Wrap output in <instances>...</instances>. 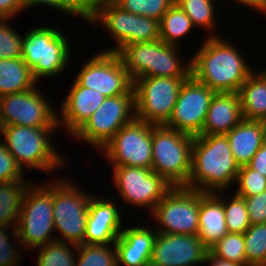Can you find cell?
<instances>
[{
	"mask_svg": "<svg viewBox=\"0 0 266 266\" xmlns=\"http://www.w3.org/2000/svg\"><path fill=\"white\" fill-rule=\"evenodd\" d=\"M37 266H75L77 245L53 240L38 250ZM74 249V250H72ZM73 251H76L73 253Z\"/></svg>",
	"mask_w": 266,
	"mask_h": 266,
	"instance_id": "f546056e",
	"label": "cell"
},
{
	"mask_svg": "<svg viewBox=\"0 0 266 266\" xmlns=\"http://www.w3.org/2000/svg\"><path fill=\"white\" fill-rule=\"evenodd\" d=\"M225 135L239 167L248 165L266 140L262 121L255 120L243 119Z\"/></svg>",
	"mask_w": 266,
	"mask_h": 266,
	"instance_id": "cb8c5ba5",
	"label": "cell"
},
{
	"mask_svg": "<svg viewBox=\"0 0 266 266\" xmlns=\"http://www.w3.org/2000/svg\"><path fill=\"white\" fill-rule=\"evenodd\" d=\"M194 137L152 124V167L172 187H186L191 172Z\"/></svg>",
	"mask_w": 266,
	"mask_h": 266,
	"instance_id": "52a82bcc",
	"label": "cell"
},
{
	"mask_svg": "<svg viewBox=\"0 0 266 266\" xmlns=\"http://www.w3.org/2000/svg\"><path fill=\"white\" fill-rule=\"evenodd\" d=\"M243 120L238 92L216 93L200 135H225Z\"/></svg>",
	"mask_w": 266,
	"mask_h": 266,
	"instance_id": "603a6c76",
	"label": "cell"
},
{
	"mask_svg": "<svg viewBox=\"0 0 266 266\" xmlns=\"http://www.w3.org/2000/svg\"><path fill=\"white\" fill-rule=\"evenodd\" d=\"M243 198L251 225L266 223V190L258 195Z\"/></svg>",
	"mask_w": 266,
	"mask_h": 266,
	"instance_id": "b9f144b4",
	"label": "cell"
},
{
	"mask_svg": "<svg viewBox=\"0 0 266 266\" xmlns=\"http://www.w3.org/2000/svg\"><path fill=\"white\" fill-rule=\"evenodd\" d=\"M113 200L95 194L91 197L84 243L101 245L116 242L124 226V212Z\"/></svg>",
	"mask_w": 266,
	"mask_h": 266,
	"instance_id": "ac0fdd59",
	"label": "cell"
},
{
	"mask_svg": "<svg viewBox=\"0 0 266 266\" xmlns=\"http://www.w3.org/2000/svg\"><path fill=\"white\" fill-rule=\"evenodd\" d=\"M32 181L0 183V226L16 227L25 191Z\"/></svg>",
	"mask_w": 266,
	"mask_h": 266,
	"instance_id": "4316f807",
	"label": "cell"
},
{
	"mask_svg": "<svg viewBox=\"0 0 266 266\" xmlns=\"http://www.w3.org/2000/svg\"><path fill=\"white\" fill-rule=\"evenodd\" d=\"M106 1H114V0H88V14L95 8L98 4L106 2Z\"/></svg>",
	"mask_w": 266,
	"mask_h": 266,
	"instance_id": "c3c4849f",
	"label": "cell"
},
{
	"mask_svg": "<svg viewBox=\"0 0 266 266\" xmlns=\"http://www.w3.org/2000/svg\"><path fill=\"white\" fill-rule=\"evenodd\" d=\"M194 28L191 19L174 3L159 21L160 40L180 46L181 38L188 36Z\"/></svg>",
	"mask_w": 266,
	"mask_h": 266,
	"instance_id": "83f0119b",
	"label": "cell"
},
{
	"mask_svg": "<svg viewBox=\"0 0 266 266\" xmlns=\"http://www.w3.org/2000/svg\"><path fill=\"white\" fill-rule=\"evenodd\" d=\"M75 77L80 86L97 90L106 97L120 96L133 90V80L117 52L98 51L89 57Z\"/></svg>",
	"mask_w": 266,
	"mask_h": 266,
	"instance_id": "5bb4252c",
	"label": "cell"
},
{
	"mask_svg": "<svg viewBox=\"0 0 266 266\" xmlns=\"http://www.w3.org/2000/svg\"><path fill=\"white\" fill-rule=\"evenodd\" d=\"M0 138V183L25 180L26 171L16 163Z\"/></svg>",
	"mask_w": 266,
	"mask_h": 266,
	"instance_id": "f35d334b",
	"label": "cell"
},
{
	"mask_svg": "<svg viewBox=\"0 0 266 266\" xmlns=\"http://www.w3.org/2000/svg\"><path fill=\"white\" fill-rule=\"evenodd\" d=\"M86 16L88 15V0H71Z\"/></svg>",
	"mask_w": 266,
	"mask_h": 266,
	"instance_id": "7dc6e473",
	"label": "cell"
},
{
	"mask_svg": "<svg viewBox=\"0 0 266 266\" xmlns=\"http://www.w3.org/2000/svg\"><path fill=\"white\" fill-rule=\"evenodd\" d=\"M113 245V246H112ZM115 243L77 245L75 266H116Z\"/></svg>",
	"mask_w": 266,
	"mask_h": 266,
	"instance_id": "4dcf8cb0",
	"label": "cell"
},
{
	"mask_svg": "<svg viewBox=\"0 0 266 266\" xmlns=\"http://www.w3.org/2000/svg\"><path fill=\"white\" fill-rule=\"evenodd\" d=\"M49 102L38 86L26 92L1 96L0 125L58 127V111Z\"/></svg>",
	"mask_w": 266,
	"mask_h": 266,
	"instance_id": "9a60e30c",
	"label": "cell"
},
{
	"mask_svg": "<svg viewBox=\"0 0 266 266\" xmlns=\"http://www.w3.org/2000/svg\"><path fill=\"white\" fill-rule=\"evenodd\" d=\"M187 78L144 77L133 80L135 119L153 125H165Z\"/></svg>",
	"mask_w": 266,
	"mask_h": 266,
	"instance_id": "9c48e42d",
	"label": "cell"
},
{
	"mask_svg": "<svg viewBox=\"0 0 266 266\" xmlns=\"http://www.w3.org/2000/svg\"><path fill=\"white\" fill-rule=\"evenodd\" d=\"M58 129L59 127L1 126L0 138L4 137L2 140L5 147L23 171L32 168L53 174L66 164L64 156L59 155L50 139Z\"/></svg>",
	"mask_w": 266,
	"mask_h": 266,
	"instance_id": "3957f363",
	"label": "cell"
},
{
	"mask_svg": "<svg viewBox=\"0 0 266 266\" xmlns=\"http://www.w3.org/2000/svg\"><path fill=\"white\" fill-rule=\"evenodd\" d=\"M200 191L172 187L150 214L156 231L164 234L198 235ZM159 223V224H157Z\"/></svg>",
	"mask_w": 266,
	"mask_h": 266,
	"instance_id": "8fae6325",
	"label": "cell"
},
{
	"mask_svg": "<svg viewBox=\"0 0 266 266\" xmlns=\"http://www.w3.org/2000/svg\"><path fill=\"white\" fill-rule=\"evenodd\" d=\"M26 9L32 8L37 5H45L54 8L59 13L68 16H78L86 21L87 16L71 1V0H25Z\"/></svg>",
	"mask_w": 266,
	"mask_h": 266,
	"instance_id": "60d3db41",
	"label": "cell"
},
{
	"mask_svg": "<svg viewBox=\"0 0 266 266\" xmlns=\"http://www.w3.org/2000/svg\"><path fill=\"white\" fill-rule=\"evenodd\" d=\"M226 199L227 197L224 199V212L228 233L244 234L251 226L244 198L233 192Z\"/></svg>",
	"mask_w": 266,
	"mask_h": 266,
	"instance_id": "d6a6232c",
	"label": "cell"
},
{
	"mask_svg": "<svg viewBox=\"0 0 266 266\" xmlns=\"http://www.w3.org/2000/svg\"><path fill=\"white\" fill-rule=\"evenodd\" d=\"M209 251L218 258L230 260L247 266L244 234L227 233Z\"/></svg>",
	"mask_w": 266,
	"mask_h": 266,
	"instance_id": "836d02e7",
	"label": "cell"
},
{
	"mask_svg": "<svg viewBox=\"0 0 266 266\" xmlns=\"http://www.w3.org/2000/svg\"><path fill=\"white\" fill-rule=\"evenodd\" d=\"M58 110V127L67 130L71 137L84 125L106 96L87 87L80 86L75 80Z\"/></svg>",
	"mask_w": 266,
	"mask_h": 266,
	"instance_id": "d6986e66",
	"label": "cell"
},
{
	"mask_svg": "<svg viewBox=\"0 0 266 266\" xmlns=\"http://www.w3.org/2000/svg\"><path fill=\"white\" fill-rule=\"evenodd\" d=\"M62 31L51 26L31 29L22 41V59L32 70L35 80L59 76L68 66L71 46Z\"/></svg>",
	"mask_w": 266,
	"mask_h": 266,
	"instance_id": "8992f818",
	"label": "cell"
},
{
	"mask_svg": "<svg viewBox=\"0 0 266 266\" xmlns=\"http://www.w3.org/2000/svg\"><path fill=\"white\" fill-rule=\"evenodd\" d=\"M9 231L11 234L8 233ZM9 235L12 236L13 241L16 238L17 244L20 243L16 227L0 226V266H18L24 257L22 255L23 251L12 244Z\"/></svg>",
	"mask_w": 266,
	"mask_h": 266,
	"instance_id": "74e56055",
	"label": "cell"
},
{
	"mask_svg": "<svg viewBox=\"0 0 266 266\" xmlns=\"http://www.w3.org/2000/svg\"><path fill=\"white\" fill-rule=\"evenodd\" d=\"M208 263L211 266H246L244 264L236 263L230 260L218 258L215 255H213L209 250L205 255L204 264H208Z\"/></svg>",
	"mask_w": 266,
	"mask_h": 266,
	"instance_id": "f6af8a7d",
	"label": "cell"
},
{
	"mask_svg": "<svg viewBox=\"0 0 266 266\" xmlns=\"http://www.w3.org/2000/svg\"><path fill=\"white\" fill-rule=\"evenodd\" d=\"M8 21L0 19V59L20 58L23 36Z\"/></svg>",
	"mask_w": 266,
	"mask_h": 266,
	"instance_id": "8d00e7d4",
	"label": "cell"
},
{
	"mask_svg": "<svg viewBox=\"0 0 266 266\" xmlns=\"http://www.w3.org/2000/svg\"><path fill=\"white\" fill-rule=\"evenodd\" d=\"M25 9V0H0V19L12 20Z\"/></svg>",
	"mask_w": 266,
	"mask_h": 266,
	"instance_id": "7bdbcfd3",
	"label": "cell"
},
{
	"mask_svg": "<svg viewBox=\"0 0 266 266\" xmlns=\"http://www.w3.org/2000/svg\"><path fill=\"white\" fill-rule=\"evenodd\" d=\"M191 19L194 27L203 28V30H208L207 32L211 35L208 37H218L222 36L221 34H213L212 30L217 29L215 25L216 11L215 10V1L212 0H175V2Z\"/></svg>",
	"mask_w": 266,
	"mask_h": 266,
	"instance_id": "f1b7e54d",
	"label": "cell"
},
{
	"mask_svg": "<svg viewBox=\"0 0 266 266\" xmlns=\"http://www.w3.org/2000/svg\"><path fill=\"white\" fill-rule=\"evenodd\" d=\"M160 40L159 21L150 17L135 15L133 44Z\"/></svg>",
	"mask_w": 266,
	"mask_h": 266,
	"instance_id": "ab89813d",
	"label": "cell"
},
{
	"mask_svg": "<svg viewBox=\"0 0 266 266\" xmlns=\"http://www.w3.org/2000/svg\"><path fill=\"white\" fill-rule=\"evenodd\" d=\"M215 94L213 89L190 75L179 90L172 115L165 126L193 137L199 136Z\"/></svg>",
	"mask_w": 266,
	"mask_h": 266,
	"instance_id": "2e32d148",
	"label": "cell"
},
{
	"mask_svg": "<svg viewBox=\"0 0 266 266\" xmlns=\"http://www.w3.org/2000/svg\"><path fill=\"white\" fill-rule=\"evenodd\" d=\"M238 94L243 119L261 121L266 116V68L253 71Z\"/></svg>",
	"mask_w": 266,
	"mask_h": 266,
	"instance_id": "d4e9b609",
	"label": "cell"
},
{
	"mask_svg": "<svg viewBox=\"0 0 266 266\" xmlns=\"http://www.w3.org/2000/svg\"><path fill=\"white\" fill-rule=\"evenodd\" d=\"M111 166L152 167V124L134 119L101 149Z\"/></svg>",
	"mask_w": 266,
	"mask_h": 266,
	"instance_id": "4fadbf2b",
	"label": "cell"
},
{
	"mask_svg": "<svg viewBox=\"0 0 266 266\" xmlns=\"http://www.w3.org/2000/svg\"><path fill=\"white\" fill-rule=\"evenodd\" d=\"M240 170L226 135L195 136L187 188L201 192L230 189Z\"/></svg>",
	"mask_w": 266,
	"mask_h": 266,
	"instance_id": "7a4b0ae2",
	"label": "cell"
},
{
	"mask_svg": "<svg viewBox=\"0 0 266 266\" xmlns=\"http://www.w3.org/2000/svg\"><path fill=\"white\" fill-rule=\"evenodd\" d=\"M114 2L132 14L160 21L175 0H114Z\"/></svg>",
	"mask_w": 266,
	"mask_h": 266,
	"instance_id": "e575fe53",
	"label": "cell"
},
{
	"mask_svg": "<svg viewBox=\"0 0 266 266\" xmlns=\"http://www.w3.org/2000/svg\"><path fill=\"white\" fill-rule=\"evenodd\" d=\"M208 250L198 235L158 232L149 266H200Z\"/></svg>",
	"mask_w": 266,
	"mask_h": 266,
	"instance_id": "e0dca14e",
	"label": "cell"
},
{
	"mask_svg": "<svg viewBox=\"0 0 266 266\" xmlns=\"http://www.w3.org/2000/svg\"><path fill=\"white\" fill-rule=\"evenodd\" d=\"M112 179L123 203L148 208L150 214L172 186L152 169L112 166ZM125 201V202H124Z\"/></svg>",
	"mask_w": 266,
	"mask_h": 266,
	"instance_id": "7c38bea8",
	"label": "cell"
},
{
	"mask_svg": "<svg viewBox=\"0 0 266 266\" xmlns=\"http://www.w3.org/2000/svg\"><path fill=\"white\" fill-rule=\"evenodd\" d=\"M264 126L265 136H266V116L261 120Z\"/></svg>",
	"mask_w": 266,
	"mask_h": 266,
	"instance_id": "f907efd6",
	"label": "cell"
},
{
	"mask_svg": "<svg viewBox=\"0 0 266 266\" xmlns=\"http://www.w3.org/2000/svg\"><path fill=\"white\" fill-rule=\"evenodd\" d=\"M248 166L263 176H266V140L259 150L254 154Z\"/></svg>",
	"mask_w": 266,
	"mask_h": 266,
	"instance_id": "ee69618b",
	"label": "cell"
},
{
	"mask_svg": "<svg viewBox=\"0 0 266 266\" xmlns=\"http://www.w3.org/2000/svg\"><path fill=\"white\" fill-rule=\"evenodd\" d=\"M247 266H266V223L251 225L244 233Z\"/></svg>",
	"mask_w": 266,
	"mask_h": 266,
	"instance_id": "1f68e13d",
	"label": "cell"
},
{
	"mask_svg": "<svg viewBox=\"0 0 266 266\" xmlns=\"http://www.w3.org/2000/svg\"><path fill=\"white\" fill-rule=\"evenodd\" d=\"M32 70L22 57L0 59V97L26 92L37 87Z\"/></svg>",
	"mask_w": 266,
	"mask_h": 266,
	"instance_id": "484cf974",
	"label": "cell"
},
{
	"mask_svg": "<svg viewBox=\"0 0 266 266\" xmlns=\"http://www.w3.org/2000/svg\"><path fill=\"white\" fill-rule=\"evenodd\" d=\"M234 193L241 197H251L266 190V176H263L248 165L240 167L235 184Z\"/></svg>",
	"mask_w": 266,
	"mask_h": 266,
	"instance_id": "d590c367",
	"label": "cell"
},
{
	"mask_svg": "<svg viewBox=\"0 0 266 266\" xmlns=\"http://www.w3.org/2000/svg\"><path fill=\"white\" fill-rule=\"evenodd\" d=\"M41 182L36 184L33 180L23 197L16 226L21 250L25 247L35 251L36 248L56 240L53 224V180Z\"/></svg>",
	"mask_w": 266,
	"mask_h": 266,
	"instance_id": "5b68a950",
	"label": "cell"
},
{
	"mask_svg": "<svg viewBox=\"0 0 266 266\" xmlns=\"http://www.w3.org/2000/svg\"><path fill=\"white\" fill-rule=\"evenodd\" d=\"M179 51L180 46L155 40L124 45L117 54L132 80L144 77H189L191 61H183Z\"/></svg>",
	"mask_w": 266,
	"mask_h": 266,
	"instance_id": "277c9868",
	"label": "cell"
},
{
	"mask_svg": "<svg viewBox=\"0 0 266 266\" xmlns=\"http://www.w3.org/2000/svg\"><path fill=\"white\" fill-rule=\"evenodd\" d=\"M152 225L125 226L115 242L119 266H149L157 231Z\"/></svg>",
	"mask_w": 266,
	"mask_h": 266,
	"instance_id": "44dd1931",
	"label": "cell"
},
{
	"mask_svg": "<svg viewBox=\"0 0 266 266\" xmlns=\"http://www.w3.org/2000/svg\"><path fill=\"white\" fill-rule=\"evenodd\" d=\"M224 193L226 191H200L198 236L208 249L228 233L224 212V197L227 194Z\"/></svg>",
	"mask_w": 266,
	"mask_h": 266,
	"instance_id": "7402d4cb",
	"label": "cell"
},
{
	"mask_svg": "<svg viewBox=\"0 0 266 266\" xmlns=\"http://www.w3.org/2000/svg\"><path fill=\"white\" fill-rule=\"evenodd\" d=\"M86 23L91 26L101 24L115 42V47L105 48L104 51L118 52L124 45L133 44L135 14L118 6L114 1L98 4L87 15Z\"/></svg>",
	"mask_w": 266,
	"mask_h": 266,
	"instance_id": "ffe728a7",
	"label": "cell"
},
{
	"mask_svg": "<svg viewBox=\"0 0 266 266\" xmlns=\"http://www.w3.org/2000/svg\"><path fill=\"white\" fill-rule=\"evenodd\" d=\"M225 37H207L190 59V75L216 93L238 92L255 71Z\"/></svg>",
	"mask_w": 266,
	"mask_h": 266,
	"instance_id": "6da1fadb",
	"label": "cell"
},
{
	"mask_svg": "<svg viewBox=\"0 0 266 266\" xmlns=\"http://www.w3.org/2000/svg\"><path fill=\"white\" fill-rule=\"evenodd\" d=\"M135 119L134 89L120 96L106 97L84 125L72 136L100 149L125 125Z\"/></svg>",
	"mask_w": 266,
	"mask_h": 266,
	"instance_id": "30bf717a",
	"label": "cell"
},
{
	"mask_svg": "<svg viewBox=\"0 0 266 266\" xmlns=\"http://www.w3.org/2000/svg\"><path fill=\"white\" fill-rule=\"evenodd\" d=\"M261 13H263L264 15H266V0H262Z\"/></svg>",
	"mask_w": 266,
	"mask_h": 266,
	"instance_id": "681fc988",
	"label": "cell"
},
{
	"mask_svg": "<svg viewBox=\"0 0 266 266\" xmlns=\"http://www.w3.org/2000/svg\"><path fill=\"white\" fill-rule=\"evenodd\" d=\"M76 185L62 176L54 178L53 224L58 233L56 240L80 245L84 244L89 202L93 194Z\"/></svg>",
	"mask_w": 266,
	"mask_h": 266,
	"instance_id": "ba28073f",
	"label": "cell"
},
{
	"mask_svg": "<svg viewBox=\"0 0 266 266\" xmlns=\"http://www.w3.org/2000/svg\"><path fill=\"white\" fill-rule=\"evenodd\" d=\"M235 3L242 4L244 7L254 9L253 11H259L261 13L262 0H234Z\"/></svg>",
	"mask_w": 266,
	"mask_h": 266,
	"instance_id": "bcb514c9",
	"label": "cell"
}]
</instances>
